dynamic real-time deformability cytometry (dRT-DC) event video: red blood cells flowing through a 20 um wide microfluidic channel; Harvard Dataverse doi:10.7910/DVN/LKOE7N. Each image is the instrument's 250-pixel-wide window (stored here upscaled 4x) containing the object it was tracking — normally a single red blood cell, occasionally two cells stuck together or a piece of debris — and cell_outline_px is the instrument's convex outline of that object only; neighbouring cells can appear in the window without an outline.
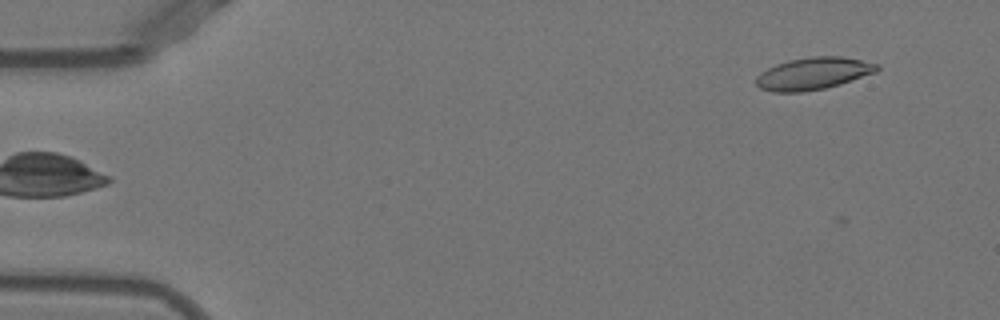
{"species": "Egyptian fruit bat (a non-hibernating species)", "species_latin": "Rousettus aegyptiacus", "temperature_condition": "warm", "stored_images_in_passage": 7, "camera_frame_rate_fps": 3000, "um_per_image_px": 0.085, "animal": {"sex": "female"}, "frame": {"image": 1, "passage_image": 5, "time_ms": 1.333, "image_size_px": [1000, 320], "cell_outline_px": [[880, 68], [876, 72], [840, 84], [824, 88], [804, 92], [772, 92], [760, 88], [756, 84], [756, 76], [760, 72], [776, 64], [788, 60], [812, 56], [840, 56], [880, 64]], "centroid_in_image_um": [69.11, 6.25], "position_along_channel_um": 15.9, "area_um2": 22.72}}